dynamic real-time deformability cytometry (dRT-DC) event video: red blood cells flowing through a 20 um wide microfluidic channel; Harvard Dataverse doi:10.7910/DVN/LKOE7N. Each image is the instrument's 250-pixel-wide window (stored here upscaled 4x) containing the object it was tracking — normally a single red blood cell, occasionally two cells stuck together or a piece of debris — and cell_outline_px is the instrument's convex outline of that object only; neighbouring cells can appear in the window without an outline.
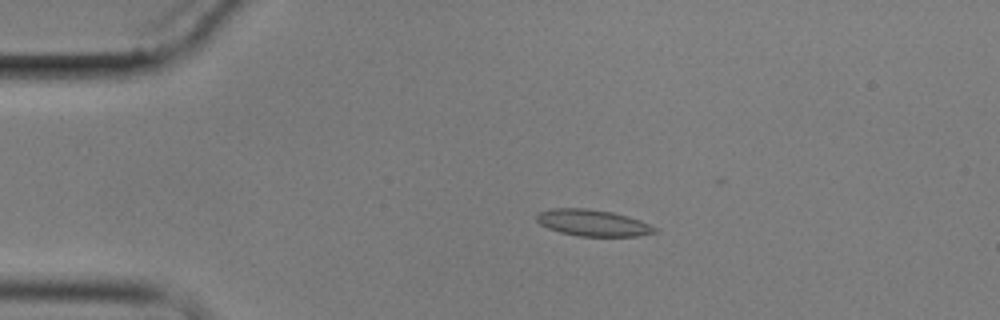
{"species": "common noctule bat (a hibernating species)", "species_latin": "Nyctalus noctula", "temperature_condition": "cold", "stored_images_in_passage": 6, "camera_frame_rate_fps": 3000, "um_per_image_px": 0.085, "animal": {"sex": "male", "body_mass_g": 17.9}, "frame": {"image": 1, "passage_image": 4, "time_ms": 3.333, "image_size_px": [1000, 320], "cell_outline_px": [[660, 232], [636, 236], [580, 236], [560, 232], [548, 228], [540, 224], [536, 220], [536, 216], [540, 212], [552, 208], [584, 208], [612, 212], [628, 216], [640, 220], [660, 228]], "centroid_in_image_um": [50.45, 18.95], "position_along_channel_um": 34.6, "area_um2": 18.32}}
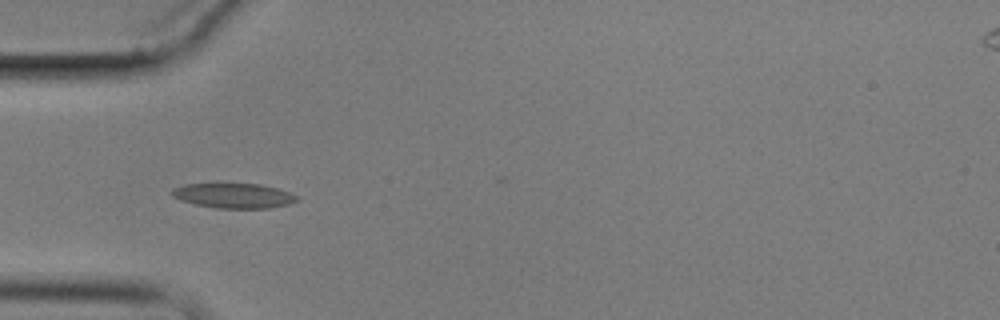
{"frame": {"image": 2, "passage_image": 5, "time_ms": 5.333, "image_size_px": [1000, 320], "cell_outline_px": [[300, 200], [288, 204], [272, 208], [216, 208], [196, 204], [180, 200], [172, 196], [172, 188], [184, 184], [260, 184], [280, 188], [300, 196]], "centroid_in_image_um": [19.93, 16.63], "position_along_channel_um": 65.1, "area_um2": 18.26}}
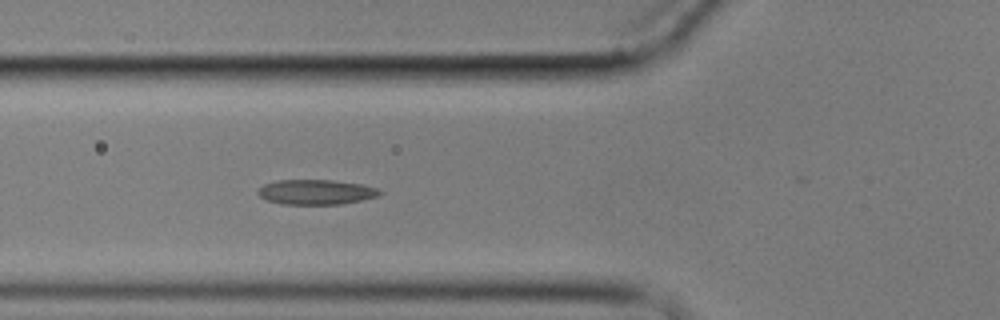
{"frame": {"image": 3, "passage_image": 6, "time_ms": 6.333, "image_size_px": [1000, 320], "cell_outline_px": [[384, 192], [376, 196], [360, 200], [340, 204], [284, 204], [264, 200], [256, 192], [264, 184], [276, 180], [332, 180], [360, 184], [376, 188]], "centroid_in_image_um": [26.81, 16.32], "position_along_channel_um": 99.0, "area_um2": 17.57}}